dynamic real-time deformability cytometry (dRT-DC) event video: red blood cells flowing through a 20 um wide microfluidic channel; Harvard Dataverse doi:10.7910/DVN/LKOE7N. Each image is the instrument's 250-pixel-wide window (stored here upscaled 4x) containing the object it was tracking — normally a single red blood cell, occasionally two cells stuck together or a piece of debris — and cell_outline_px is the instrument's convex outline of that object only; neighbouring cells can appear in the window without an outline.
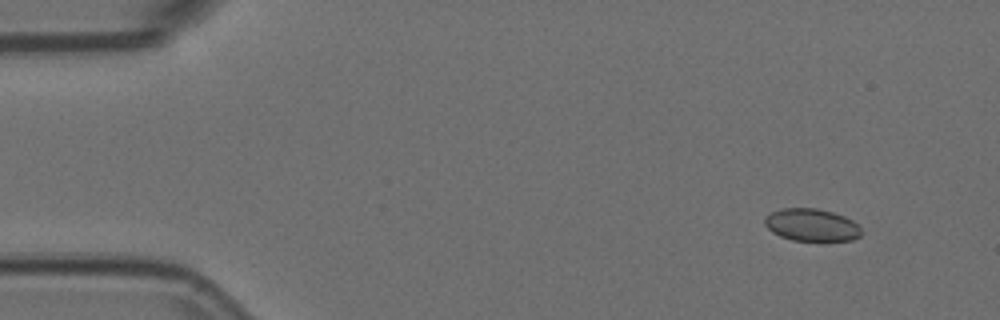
{"species": "Egyptian fruit bat (a non-hibernating species)", "species_latin": "Rousettus aegyptiacus", "temperature_condition": "room temperature", "stored_images_in_passage": 12, "camera_frame_rate_fps": 3000, "um_per_image_px": 0.085, "animal": {"sex": "female"}, "frame": {"image": 1, "passage_image": 1, "time_ms": 0.0, "image_size_px": [1000, 320], "cell_outline_px": [[860, 236], [852, 240], [792, 240], [780, 236], [772, 232], [764, 224], [764, 220], [772, 212], [784, 208], [816, 208], [832, 212], [844, 216], [852, 220], [860, 228]], "centroid_in_image_um": [68.98, 19.12], "position_along_channel_um": 16.0, "area_um2": 17.98}}
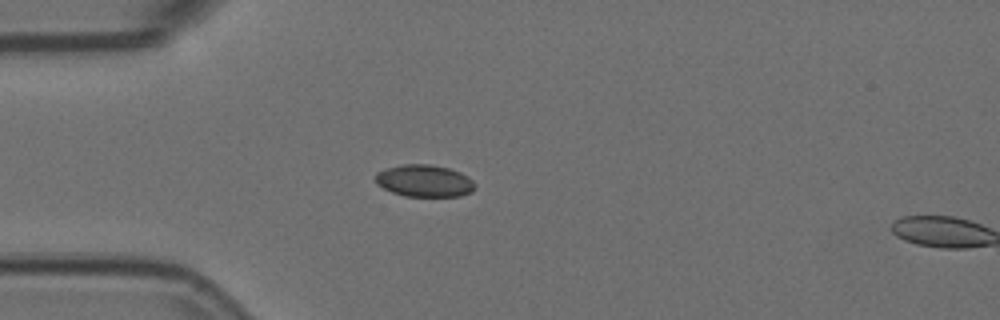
{"frame": {"image": 2, "passage_image": 11, "time_ms": 3.333, "image_size_px": [1000, 320], "cell_outline_px": [[476, 188], [472, 192], [460, 196], [404, 196], [392, 192], [376, 184], [376, 172], [384, 168], [404, 164], [428, 164], [448, 168], [460, 172], [468, 176], [476, 184]], "centroid_in_image_um": [36.08, 15.37], "position_along_channel_um": 48.9, "area_um2": 18.73}}